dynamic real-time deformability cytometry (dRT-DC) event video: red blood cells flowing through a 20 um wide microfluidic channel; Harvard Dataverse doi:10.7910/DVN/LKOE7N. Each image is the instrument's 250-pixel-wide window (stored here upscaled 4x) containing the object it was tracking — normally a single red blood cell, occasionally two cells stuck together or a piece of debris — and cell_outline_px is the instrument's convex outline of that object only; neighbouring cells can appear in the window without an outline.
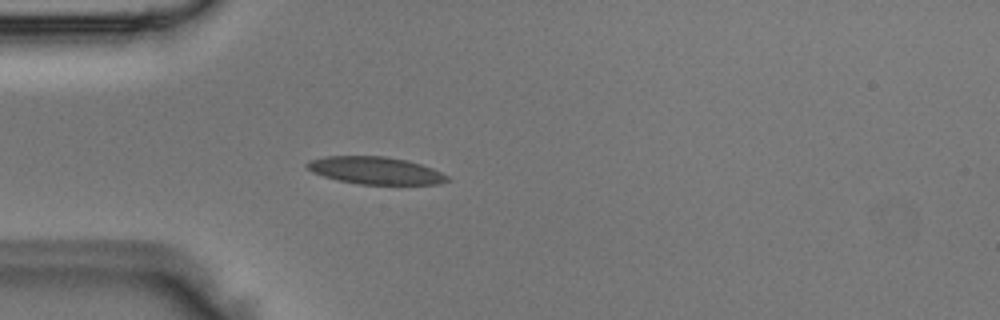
{"species": "Egyptian fruit bat (a non-hibernating species)", "species_latin": "Rousettus aegyptiacus", "temperature_condition": "room temperature", "stored_images_in_passage": 3, "camera_frame_rate_fps": 3000, "um_per_image_px": 0.085, "animal": {"sex": "male"}, "frame": {"image": 1, "passage_image": 3, "time_ms": 0.667, "image_size_px": [1000, 320], "cell_outline_px": [[452, 180], [440, 184], [360, 184], [336, 180], [312, 172], [304, 164], [308, 160], [324, 156], [384, 156], [408, 160], [432, 168], [448, 176]], "centroid_in_image_um": [31.9, 14.49], "position_along_channel_um": 53.1, "area_um2": 22.48}}